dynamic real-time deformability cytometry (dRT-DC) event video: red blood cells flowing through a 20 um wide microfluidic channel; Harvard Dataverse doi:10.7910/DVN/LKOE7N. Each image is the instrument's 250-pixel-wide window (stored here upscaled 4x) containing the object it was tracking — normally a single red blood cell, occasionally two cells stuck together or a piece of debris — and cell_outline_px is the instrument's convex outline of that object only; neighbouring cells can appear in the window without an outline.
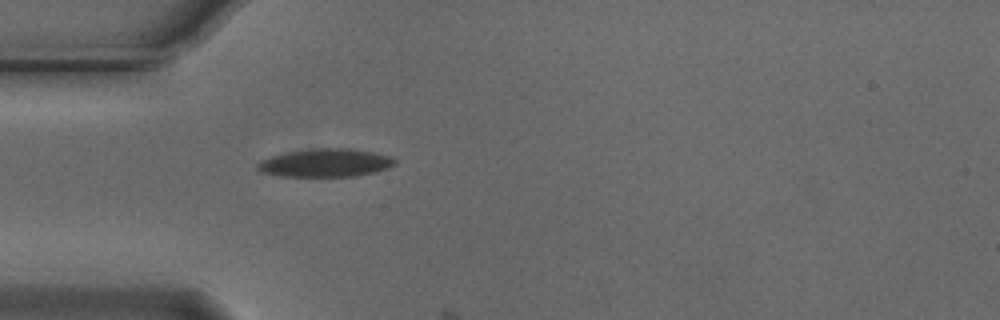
{"species": "Egyptian fruit bat (a non-hibernating species)", "species_latin": "Rousettus aegyptiacus", "temperature_condition": "cold", "stored_images_in_passage": 2, "camera_frame_rate_fps": 3000, "um_per_image_px": 0.085, "animal": {"sex": "male"}, "frame": {"image": 1, "passage_image": 1, "time_ms": 0.0, "image_size_px": [1000, 320], "cell_outline_px": [[396, 164], [388, 168], [376, 172], [356, 176], [280, 176], [260, 172], [256, 168], [256, 164], [260, 160], [272, 156], [288, 152], [312, 148], [348, 148], [372, 152], [392, 156], [396, 160]], "centroid_in_image_um": [27.67, 13.84], "position_along_channel_um": 57.3, "area_um2": 22.66}}